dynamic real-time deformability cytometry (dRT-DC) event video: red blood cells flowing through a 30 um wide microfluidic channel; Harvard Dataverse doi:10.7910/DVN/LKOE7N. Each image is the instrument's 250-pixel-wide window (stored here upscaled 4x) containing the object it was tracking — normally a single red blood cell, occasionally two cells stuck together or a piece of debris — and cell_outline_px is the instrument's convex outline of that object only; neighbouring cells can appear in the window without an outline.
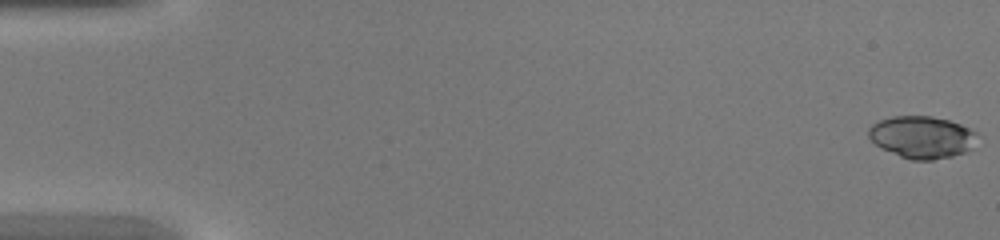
{"species": "common noctule bat (a hibernating species)", "species_latin": "Nyctalus noctula", "temperature_condition": "warm", "stored_images_in_passage": 45, "camera_frame_rate_fps": 3000, "um_per_image_px": 0.085, "animal": {"sex": "female", "body_mass_g": 20.0, "forearm_length_mm": 54.0}, "frame": {"image": 1, "passage_image": 1, "time_ms": 0.0, "image_size_px": [1000, 240], "cell_outline_px": [[976, 132], [972, 148], [964, 152], [952, 156], [932, 160], [912, 160], [900, 156], [880, 148], [868, 136], [868, 128], [872, 124], [880, 120], [892, 116], [932, 116], [948, 120], [960, 124]], "centroid_in_image_um": [78.33, 11.65], "position_along_channel_um": 6.7, "area_um2": 26.53}}
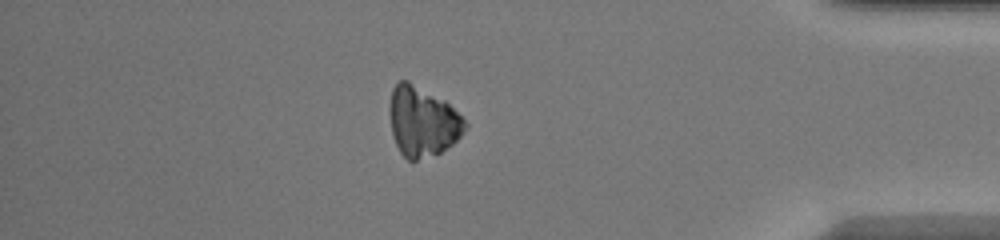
{"frame": {"image": 2, "passage_image": 39, "time_ms": 12.667, "image_size_px": [1000, 240], "cell_outline_px": [[468, 128], [452, 144], [440, 152], [416, 160], [408, 160], [400, 152], [392, 136], [388, 112], [388, 108], [392, 88], [400, 80], [408, 80], [444, 100], [468, 124]], "centroid_in_image_um": [35.87, 10.32], "position_along_channel_um": 399.3, "area_um2": 30.63}}
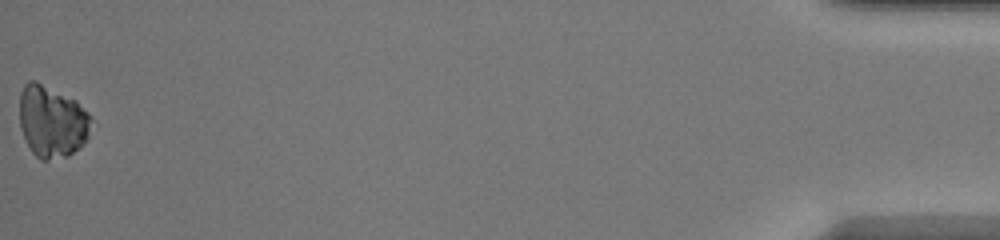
{"frame": {"image": 3, "passage_image": 45, "time_ms": 14.667, "image_size_px": [1000, 240], "cell_outline_px": [[92, 116], [88, 136], [84, 144], [68, 156], [48, 160], [40, 160], [32, 152], [20, 128], [20, 92], [24, 84], [28, 80], [36, 80], [76, 100]], "centroid_in_image_um": [4.42, 10.31], "position_along_channel_um": 430.8, "area_um2": 30.23}}